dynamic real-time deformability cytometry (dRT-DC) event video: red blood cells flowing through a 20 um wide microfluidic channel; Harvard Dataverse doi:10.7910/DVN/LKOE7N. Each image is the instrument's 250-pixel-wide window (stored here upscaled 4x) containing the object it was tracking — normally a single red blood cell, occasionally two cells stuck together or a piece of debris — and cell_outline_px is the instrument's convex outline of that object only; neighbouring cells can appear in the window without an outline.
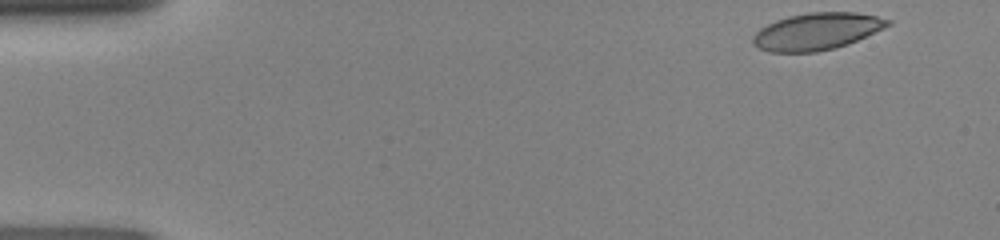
{"species": "human", "species_latin": "Homo sapiens", "temperature_condition": "room temperature", "stored_images_in_passage": 45, "camera_frame_rate_fps": 3000, "um_per_image_px": 0.085, "donor": {"sex": "female"}, "frame": {"image": 1, "passage_image": 1, "time_ms": 0.0, "image_size_px": [1000, 240], "cell_outline_px": [[892, 24], [884, 28], [848, 44], [836, 48], [816, 52], [768, 52], [752, 44], [752, 36], [760, 28], [776, 20], [788, 16], [808, 12], [856, 12], [876, 16], [892, 20]], "centroid_in_image_um": [69.42, 2.67], "position_along_channel_um": 15.6, "area_um2": 29.19}}
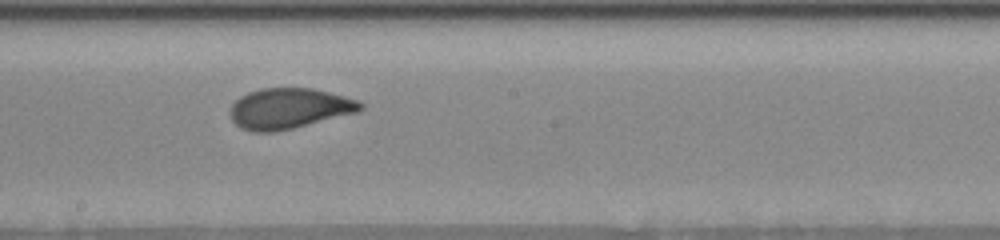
{"frame": {"image": 2, "passage_image": 24, "time_ms": 7.667, "image_size_px": [1000, 240], "cell_outline_px": [[364, 108], [360, 112], [276, 132], [252, 132], [240, 128], [232, 120], [232, 104], [240, 96], [248, 92], [260, 88], [312, 88], [344, 96], [356, 100], [364, 104]], "centroid_in_image_um": [24.59, 9.22], "position_along_channel_um": 223.6, "area_um2": 30.81}}
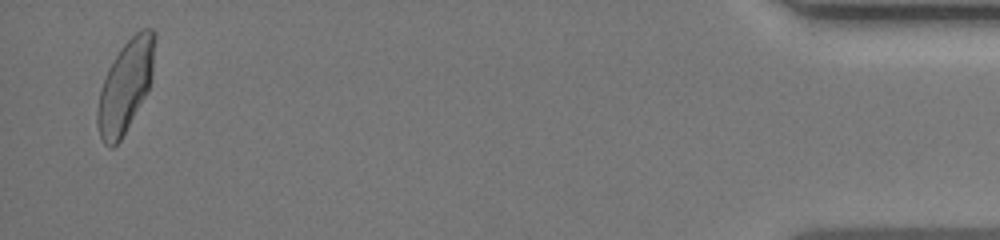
{"frame": {"image": 3, "passage_image": 44, "time_ms": 14.333, "image_size_px": [1000, 240], "cell_outline_px": [[156, 36], [152, 76], [148, 88], [144, 96], [120, 140], [112, 148], [108, 148], [104, 144], [100, 136], [96, 124], [96, 112], [100, 88], [108, 68], [120, 48], [140, 28], [152, 28], [156, 32]], "centroid_in_image_um": [10.65, 7.29], "position_along_channel_um": 424.6, "area_um2": 30.52}}